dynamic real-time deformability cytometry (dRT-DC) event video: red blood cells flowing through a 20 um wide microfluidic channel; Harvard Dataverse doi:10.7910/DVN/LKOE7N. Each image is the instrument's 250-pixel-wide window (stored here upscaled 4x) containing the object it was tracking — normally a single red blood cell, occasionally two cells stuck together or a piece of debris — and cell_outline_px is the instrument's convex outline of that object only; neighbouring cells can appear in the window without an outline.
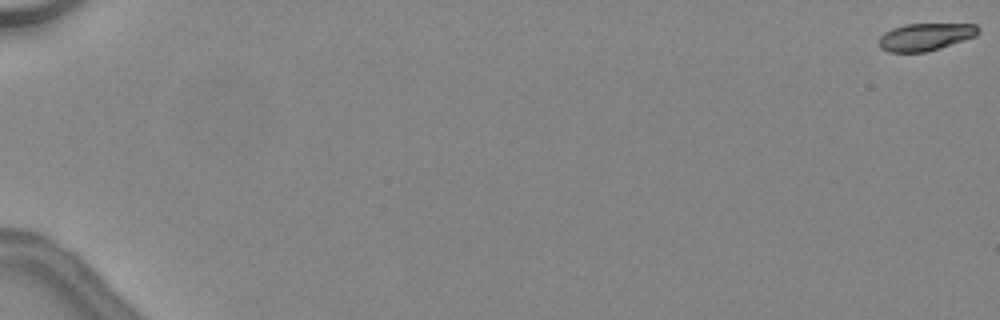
{"species": "common noctule bat (a hibernating species)", "species_latin": "Nyctalus noctula", "temperature_condition": "warm", "stored_images_in_passage": 25, "camera_frame_rate_fps": 3000, "um_per_image_px": 0.085, "animal": {"sex": "female", "body_mass_g": 24.6, "forearm_length_mm": 56.2}, "frame": {"image": 1, "passage_image": 1, "time_ms": 0.0, "image_size_px": [1000, 320], "cell_outline_px": [[980, 32], [976, 36], [940, 48], [924, 52], [888, 52], [880, 48], [880, 36], [884, 32], [892, 28], [904, 24], [976, 24], [980, 28]], "centroid_in_image_um": [78.67, 3.13], "position_along_channel_um": 6.3, "area_um2": 15.9}}
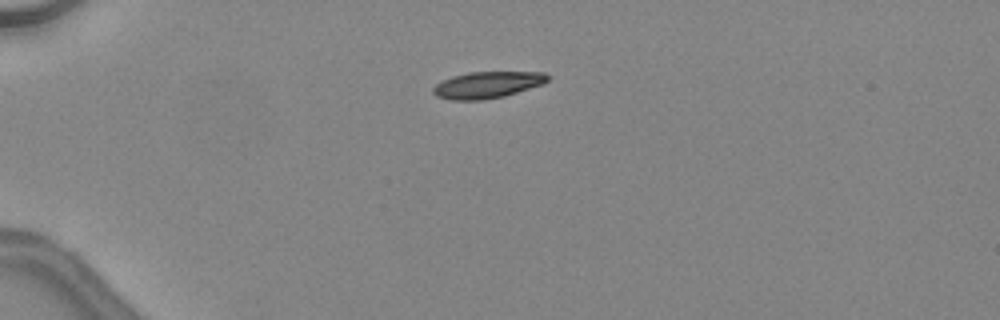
{"frame": {"image": 2, "passage_image": 15, "time_ms": 4.667, "image_size_px": [1000, 320], "cell_outline_px": [[548, 80], [544, 84], [504, 96], [484, 100], [448, 100], [436, 96], [432, 92], [432, 88], [436, 84], [452, 76], [468, 72], [544, 72], [548, 76]], "centroid_in_image_um": [41.4, 7.22], "position_along_channel_um": 43.6, "area_um2": 17.8}}
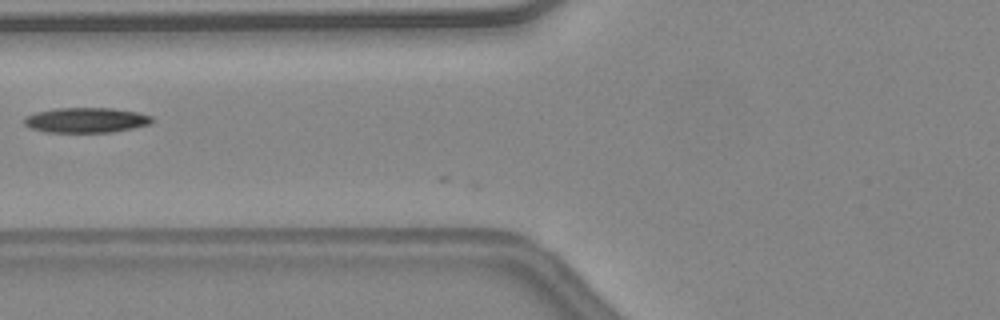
{"frame": {"image": 3, "passage_image": 23, "time_ms": 7.333, "image_size_px": [1000, 320], "cell_outline_px": [[152, 124], [112, 132], [44, 132], [28, 128], [24, 124], [24, 116], [36, 112], [56, 108], [112, 108], [136, 112], [152, 116]], "centroid_in_image_um": [7.28, 10.21], "position_along_channel_um": 118.5, "area_um2": 18.79}}